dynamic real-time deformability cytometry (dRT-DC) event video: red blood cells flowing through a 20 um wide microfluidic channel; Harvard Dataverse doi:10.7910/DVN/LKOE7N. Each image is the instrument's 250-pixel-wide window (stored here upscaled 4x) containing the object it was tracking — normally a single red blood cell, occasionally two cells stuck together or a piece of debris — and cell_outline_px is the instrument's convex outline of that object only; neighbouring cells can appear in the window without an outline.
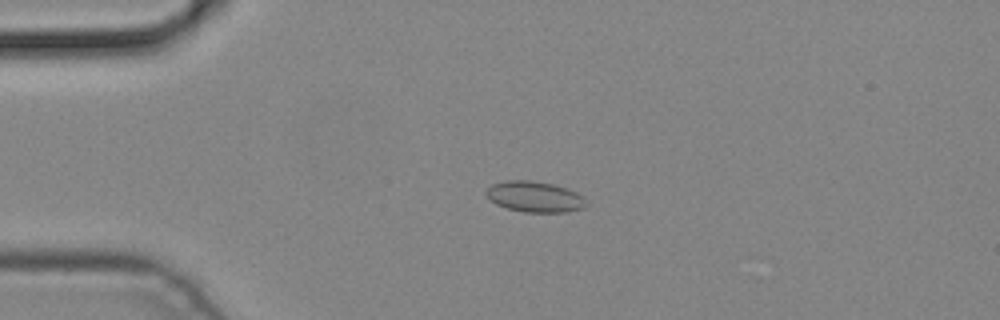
{"species": "common noctule bat (a hibernating species)", "species_latin": "Nyctalus noctula", "temperature_condition": "cold", "stored_images_in_passage": 6, "camera_frame_rate_fps": 3000, "um_per_image_px": 0.085, "animal": {"sex": "male", "body_mass_g": 19.2, "forearm_length_mm": 51.8}, "frame": {"image": 1, "passage_image": 4, "time_ms": 1.0, "image_size_px": [1000, 320], "cell_outline_px": [[588, 204], [584, 208], [568, 212], [524, 212], [508, 208], [496, 204], [488, 200], [484, 192], [492, 184], [504, 180], [532, 180], [552, 184], [568, 188], [584, 196]], "centroid_in_image_um": [45.45, 16.72], "position_along_channel_um": 39.5, "area_um2": 18.26}}
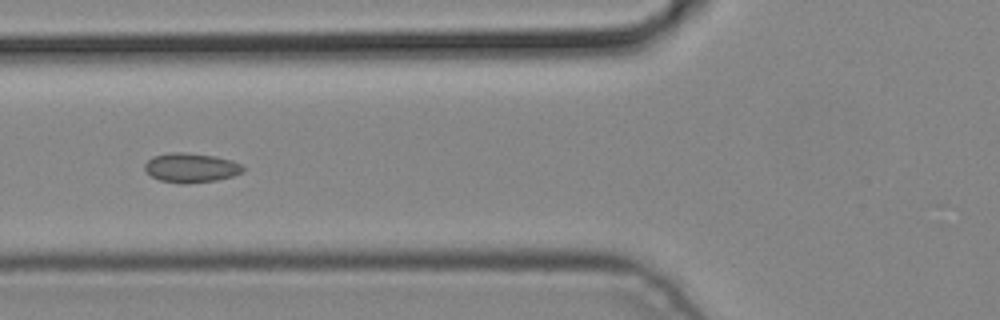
{"frame": {"image": 2, "passage_image": 6, "time_ms": 1.667, "image_size_px": [1000, 320], "cell_outline_px": [[244, 172], [232, 176], [216, 180], [184, 184], [180, 184], [160, 180], [152, 176], [144, 168], [144, 164], [152, 156], [172, 152], [184, 152], [216, 156], [232, 160], [240, 164], [244, 168]], "centroid_in_image_um": [16.24, 14.25], "position_along_channel_um": 109.6, "area_um2": 16.88}}